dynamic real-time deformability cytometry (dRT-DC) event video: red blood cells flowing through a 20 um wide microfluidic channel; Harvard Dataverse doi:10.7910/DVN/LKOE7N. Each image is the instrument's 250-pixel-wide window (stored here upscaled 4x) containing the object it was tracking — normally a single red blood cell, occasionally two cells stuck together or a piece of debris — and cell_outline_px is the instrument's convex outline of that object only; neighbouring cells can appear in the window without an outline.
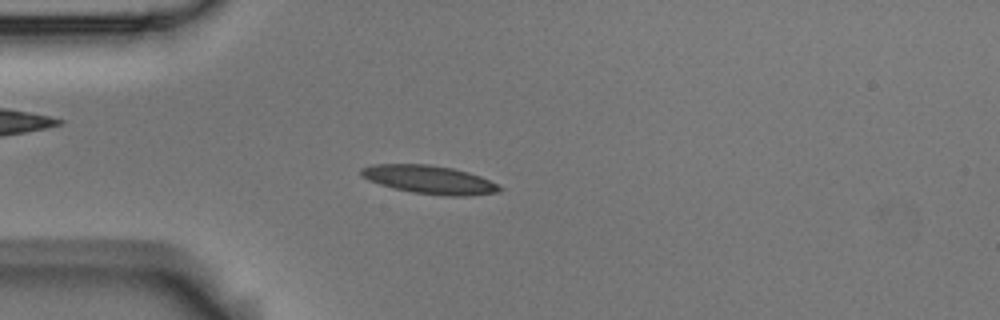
{"species": "Egyptian fruit bat (a non-hibernating species)", "species_latin": "Rousettus aegyptiacus", "temperature_condition": "room temperature", "stored_images_in_passage": 5, "camera_frame_rate_fps": 3000, "um_per_image_px": 0.085, "animal": {"sex": "male"}, "frame": {"image": 1, "passage_image": 5, "time_ms": 1.333, "image_size_px": [1000, 320], "cell_outline_px": [[504, 188], [500, 192], [468, 196], [448, 196], [412, 192], [392, 188], [368, 180], [360, 176], [360, 168], [372, 164], [428, 164], [452, 168], [468, 172], [480, 176]], "centroid_in_image_um": [36.47, 15.27], "position_along_channel_um": 48.5, "area_um2": 22.95}}